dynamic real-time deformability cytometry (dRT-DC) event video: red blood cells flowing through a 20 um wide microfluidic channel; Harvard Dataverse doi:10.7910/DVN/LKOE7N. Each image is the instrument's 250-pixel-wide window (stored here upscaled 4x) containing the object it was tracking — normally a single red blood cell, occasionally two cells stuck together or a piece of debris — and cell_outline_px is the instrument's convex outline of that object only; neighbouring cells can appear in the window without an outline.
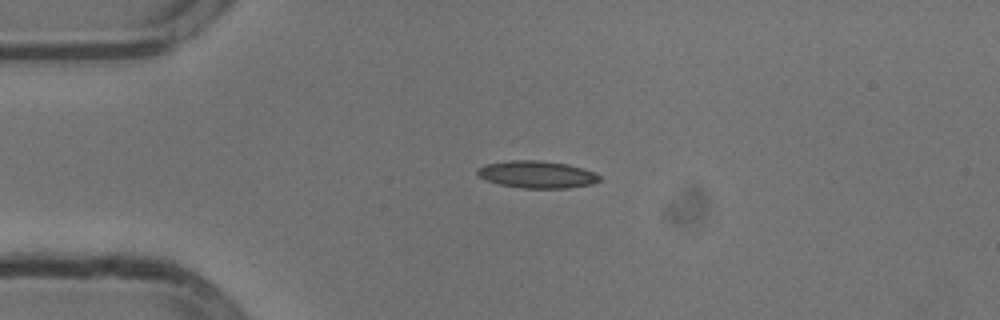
{"species": "common noctule bat (a hibernating species)", "species_latin": "Nyctalus noctula", "temperature_condition": "cold", "stored_images_in_passage": 42, "camera_frame_rate_fps": 3000, "um_per_image_px": 0.085, "animal": {"sex": "male", "body_mass_g": 13.3}, "frame": {"image": 1, "passage_image": 1, "time_ms": 0.0, "image_size_px": [1000, 320], "cell_outline_px": [[600, 180], [592, 184], [568, 188], [524, 188], [500, 184], [488, 180], [480, 176], [476, 172], [476, 168], [484, 164], [508, 160], [536, 160], [568, 164], [596, 172], [600, 176]], "centroid_in_image_um": [45.65, 14.82], "position_along_channel_um": 39.4, "area_um2": 19.36}}
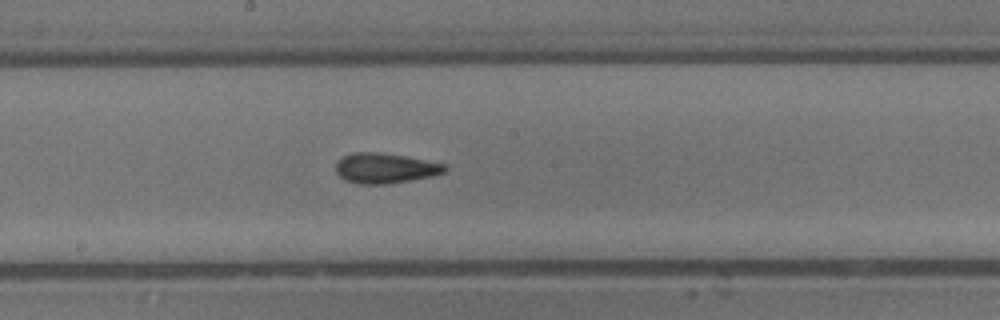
{"frame": {"image": 2, "passage_image": 17, "time_ms": 5.333, "image_size_px": [1000, 320], "cell_outline_px": [[448, 168], [444, 172], [432, 176], [412, 180], [388, 184], [356, 184], [344, 180], [336, 172], [336, 164], [344, 156], [352, 152], [376, 152], [404, 156], [448, 164]], "centroid_in_image_um": [32.75, 14.3], "position_along_channel_um": 215.4, "area_um2": 19.25}}
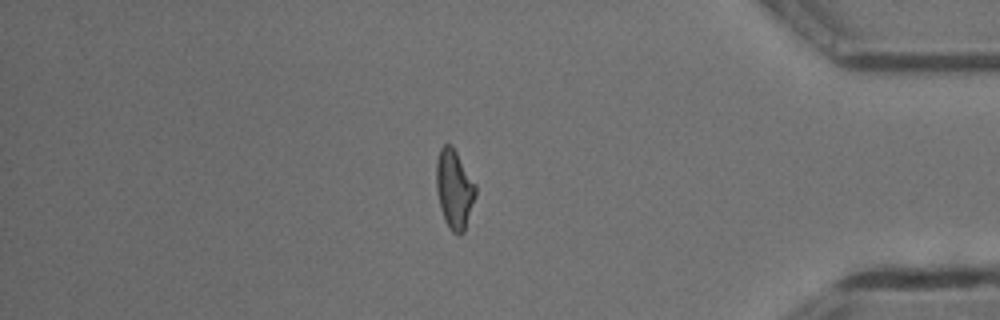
{"frame": {"image": 3, "passage_image": 34, "time_ms": 11.0, "image_size_px": [1000, 320], "cell_outline_px": [[476, 196], [464, 232], [460, 236], [456, 236], [448, 228], [444, 220], [440, 208], [436, 188], [436, 160], [440, 148], [444, 144], [452, 144], [476, 184]], "centroid_in_image_um": [38.61, 16.09], "position_along_channel_um": 396.6, "area_um2": 18.5}, "authors_computed_cell_mechanics": {"area_um2": 18.3226, "velocity_mm_per_s": 3.8124, "shape_relaxation_time_tau1_ms": 4.4704, "shape_relaxation_time_tau2_ms": 2.5647, "deformation_change_tau1": 0.1433, "deformation_change_tau2": 0.1141}}